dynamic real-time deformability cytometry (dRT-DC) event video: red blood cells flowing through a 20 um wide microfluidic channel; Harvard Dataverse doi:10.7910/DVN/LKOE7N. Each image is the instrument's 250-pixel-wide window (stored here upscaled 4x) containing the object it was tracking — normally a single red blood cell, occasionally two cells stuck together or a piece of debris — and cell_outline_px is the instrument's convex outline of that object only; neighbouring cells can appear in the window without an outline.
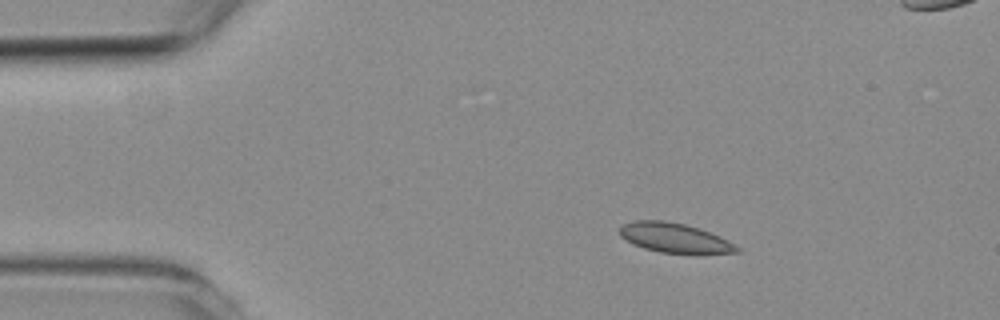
{"species": "common noctule bat (a hibernating species)", "species_latin": "Nyctalus noctula", "temperature_condition": "room temperature", "stored_images_in_passage": 5, "camera_frame_rate_fps": 3000, "um_per_image_px": 0.085, "animal": {"sex": "female", "body_mass_g": 19.3, "forearm_length_mm": 54.1}, "frame": {"image": 1, "passage_image": 2, "time_ms": 1.333, "image_size_px": [1000, 320], "cell_outline_px": [[740, 252], [696, 256], [660, 252], [644, 248], [632, 244], [620, 236], [620, 228], [624, 224], [636, 220], [664, 220], [684, 224], [700, 228], [720, 236], [728, 240], [740, 248]], "centroid_in_image_um": [57.42, 20.26], "position_along_channel_um": 27.6, "area_um2": 20.92}}
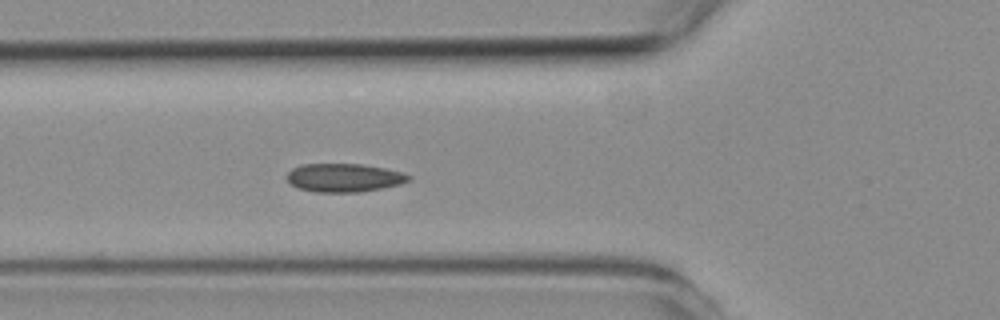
{"frame": {"image": 2, "passage_image": 5, "time_ms": 4.667, "image_size_px": [1000, 320], "cell_outline_px": [[412, 180], [400, 184], [360, 192], [316, 192], [300, 188], [292, 184], [288, 180], [288, 172], [292, 168], [300, 164], [360, 164], [384, 168], [400, 172], [412, 176]], "centroid_in_image_um": [29.26, 15.1], "position_along_channel_um": 96.5, "area_um2": 20.0}}